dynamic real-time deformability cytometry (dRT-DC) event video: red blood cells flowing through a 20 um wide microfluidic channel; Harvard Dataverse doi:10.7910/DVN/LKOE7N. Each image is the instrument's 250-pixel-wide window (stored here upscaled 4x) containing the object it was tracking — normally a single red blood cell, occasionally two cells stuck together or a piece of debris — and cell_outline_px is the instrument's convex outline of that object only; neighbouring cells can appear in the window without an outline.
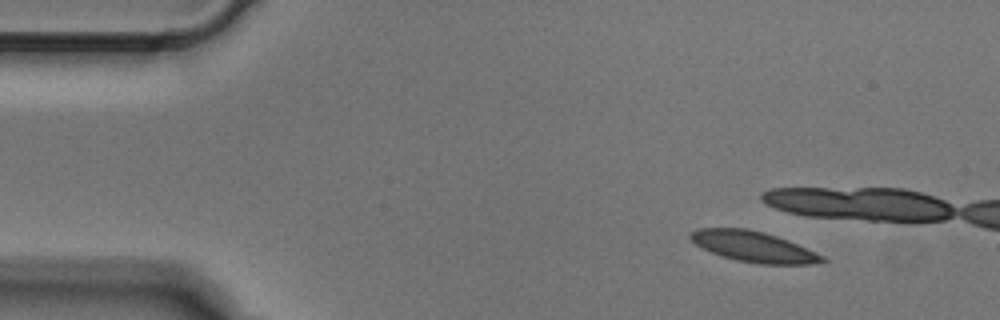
{"species": "Egyptian fruit bat (a non-hibernating species)", "species_latin": "Rousettus aegyptiacus", "temperature_condition": "cold", "stored_images_in_passage": 3, "camera_frame_rate_fps": 3000, "um_per_image_px": 0.085, "animal": {"sex": "male"}, "frame": {"image": 1, "passage_image": 3, "time_ms": 0.667, "image_size_px": [1000, 320], "cell_outline_px": [[828, 260], [808, 264], [760, 264], [736, 260], [720, 256], [696, 244], [688, 236], [692, 232], [700, 228], [748, 228], [764, 232], [788, 240], [824, 256]], "centroid_in_image_um": [64.05, 20.96], "position_along_channel_um": 21.0, "area_um2": 23.29}}